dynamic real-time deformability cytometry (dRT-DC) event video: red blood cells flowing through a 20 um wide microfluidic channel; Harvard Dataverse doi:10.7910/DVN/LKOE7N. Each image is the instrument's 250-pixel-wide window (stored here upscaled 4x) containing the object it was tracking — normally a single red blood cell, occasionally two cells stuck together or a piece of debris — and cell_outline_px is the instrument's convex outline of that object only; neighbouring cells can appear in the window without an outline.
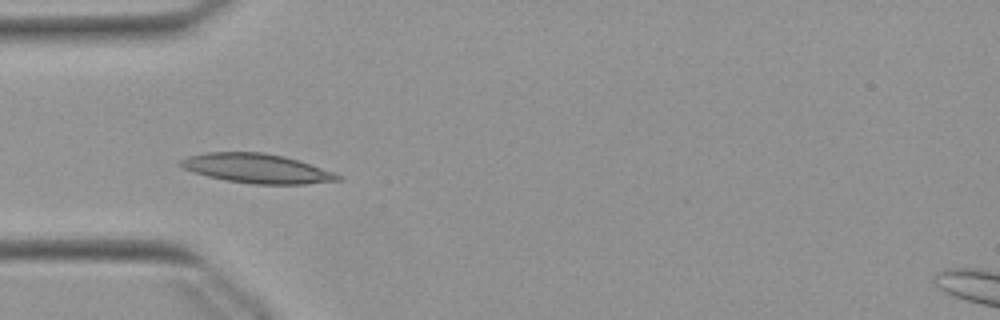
{"species": "Egyptian fruit bat (a non-hibernating species)", "species_latin": "Rousettus aegyptiacus", "temperature_condition": "warm", "stored_images_in_passage": 51, "camera_frame_rate_fps": 3000, "um_per_image_px": 0.085, "animal": {"sex": "female"}, "frame": {"image": 1, "passage_image": 15, "time_ms": 4.667, "image_size_px": [1000, 320], "cell_outline_px": [[344, 180], [304, 184], [252, 184], [224, 180], [192, 172], [176, 164], [180, 160], [188, 156], [208, 152], [264, 152], [284, 156], [332, 172], [340, 176]], "centroid_in_image_um": [21.77, 14.32], "position_along_channel_um": 63.2, "area_um2": 26.76}}
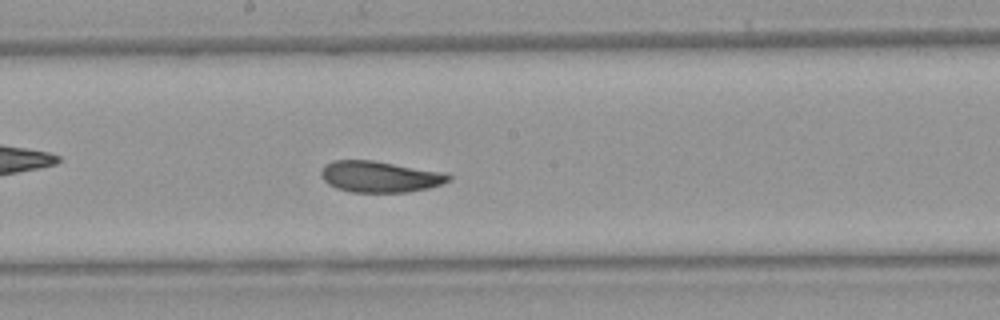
{"frame": {"image": 2, "passage_image": 27, "time_ms": 8.667, "image_size_px": [1000, 320], "cell_outline_px": [[452, 176], [448, 180], [440, 184], [428, 188], [408, 192], [352, 192], [336, 188], [328, 184], [320, 176], [320, 172], [324, 164], [332, 160], [372, 160], [448, 172]], "centroid_in_image_um": [32.27, 15.0], "position_along_channel_um": 215.9, "area_um2": 23.41}}
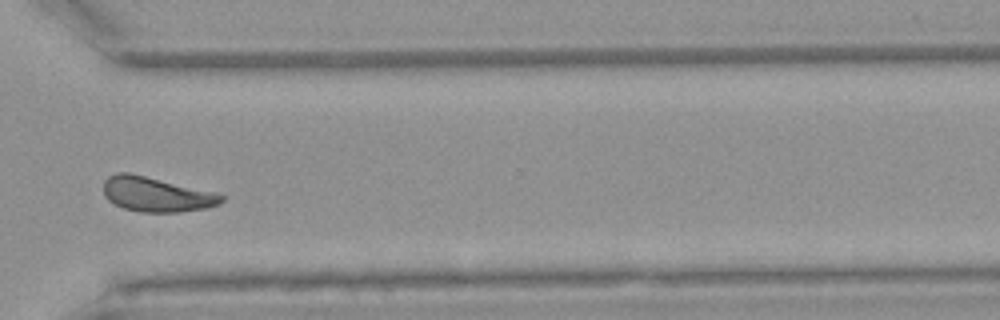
{"frame": {"image": 3, "passage_image": 38, "time_ms": 12.333, "image_size_px": [1000, 320], "cell_outline_px": [[224, 200], [220, 204], [204, 208], [180, 212], [140, 212], [124, 208], [108, 200], [104, 196], [104, 180], [108, 176], [116, 172], [128, 172], [224, 196]], "centroid_in_image_um": [13.2, 16.53], "position_along_channel_um": 357.4, "area_um2": 23.18}, "authors_computed_cell_mechanics": {"area_um2": 23.9292, "velocity_mm_per_s": 3.8515, "shape_relaxation_time_tau1_ms": 3.5608, "shape_relaxation_time_tau2_ms": 3.2215, "deformation_change_tau1": 0.1285, "deformation_change_tau2": 0.0911}}